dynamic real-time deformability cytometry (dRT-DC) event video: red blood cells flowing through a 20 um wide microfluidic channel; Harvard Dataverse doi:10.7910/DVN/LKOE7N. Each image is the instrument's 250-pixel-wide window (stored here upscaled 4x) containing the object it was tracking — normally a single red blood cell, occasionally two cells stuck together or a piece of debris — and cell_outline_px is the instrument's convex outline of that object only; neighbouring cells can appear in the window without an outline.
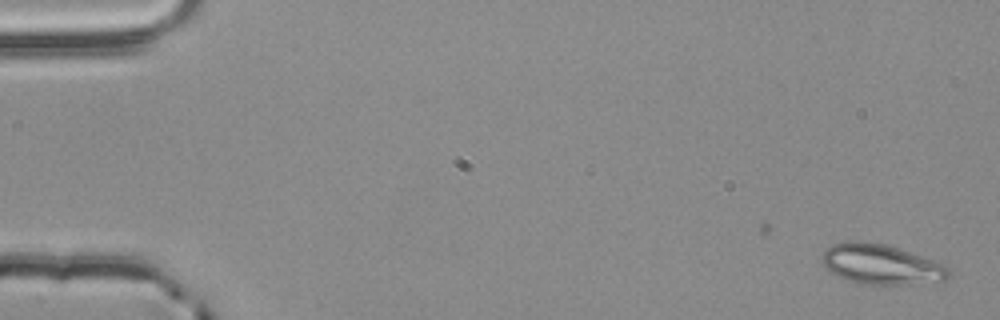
{"species": "common noctule bat (a hibernating species)", "species_latin": "Nyctalus noctula", "temperature_condition": "room temperature", "stored_images_in_passage": 16, "camera_frame_rate_fps": 3000, "um_per_image_px": 0.085, "animal": {"sex": "male", "body_mass_g": 20.4}, "frame": {"image": 1, "passage_image": 1, "time_ms": 0.0, "image_size_px": [1000, 320], "cell_outline_px": [[952, 276], [948, 280], [912, 284], [860, 284], [848, 280], [824, 268], [820, 260], [820, 256], [824, 248], [832, 244], [848, 240], [856, 240], [884, 244], [944, 264], [948, 268]], "centroid_in_image_um": [74.84, 22.47], "position_along_channel_um": 10.2, "area_um2": 29.71}}